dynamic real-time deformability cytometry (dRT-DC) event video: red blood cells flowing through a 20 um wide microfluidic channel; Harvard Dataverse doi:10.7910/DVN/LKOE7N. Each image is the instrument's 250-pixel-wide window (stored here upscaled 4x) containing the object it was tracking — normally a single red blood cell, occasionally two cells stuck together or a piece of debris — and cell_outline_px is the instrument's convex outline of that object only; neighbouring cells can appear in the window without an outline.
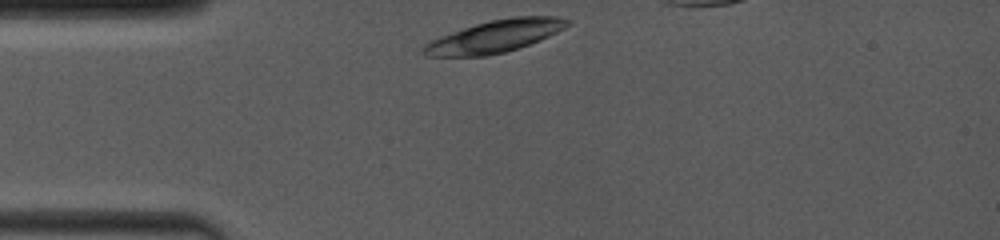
{"species": "common noctule bat (a hibernating species)", "species_latin": "Nyctalus noctula", "temperature_condition": "room temperature", "stored_images_in_passage": 3, "camera_frame_rate_fps": 4000, "um_per_image_px": 0.085, "animal": {"sex": "female", "body_mass_g": 19.0, "forearm_length_mm": 53.3}, "frame": {"image": 1, "passage_image": 1, "time_ms": 0.0, "image_size_px": [1000, 240], "cell_outline_px": [[572, 20], [564, 28], [540, 40], [504, 52], [484, 56], [424, 56], [420, 52], [420, 48], [424, 44], [440, 36], [476, 24], [492, 20], [512, 16], [556, 16]], "centroid_in_image_um": [42.03, 3.09], "position_along_channel_um": 43.0, "area_um2": 26.82}}